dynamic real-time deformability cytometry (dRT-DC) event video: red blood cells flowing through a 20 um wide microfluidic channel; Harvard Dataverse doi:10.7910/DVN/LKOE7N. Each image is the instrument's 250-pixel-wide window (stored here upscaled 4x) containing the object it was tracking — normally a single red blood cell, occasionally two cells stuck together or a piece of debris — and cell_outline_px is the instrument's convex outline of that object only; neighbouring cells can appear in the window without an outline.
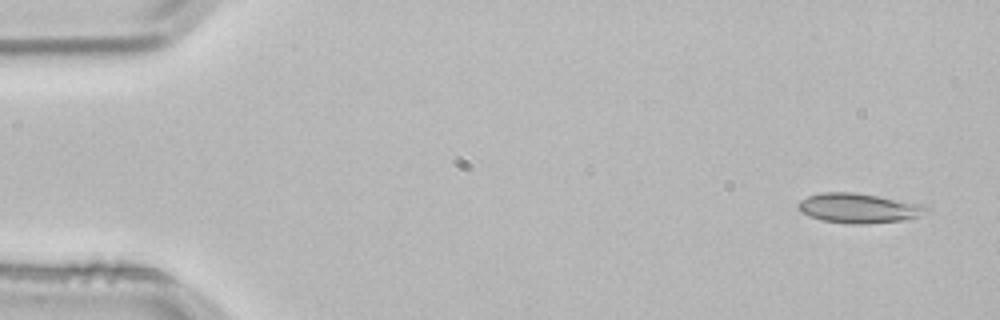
{"species": "common noctule bat (a hibernating species)", "species_latin": "Nyctalus noctula", "temperature_condition": "room temperature", "stored_images_in_passage": 3, "camera_frame_rate_fps": 3000, "um_per_image_px": 0.085, "animal": {"sex": "male", "body_mass_g": 21.5, "forearm_length_mm": 52.0}, "frame": {"image": 1, "passage_image": 1, "time_ms": 0.0, "image_size_px": [1000, 320], "cell_outline_px": [[932, 212], [920, 216], [904, 220], [864, 224], [844, 224], [820, 220], [808, 216], [800, 212], [796, 208], [796, 204], [800, 200], [808, 196], [820, 192], [852, 192], [876, 196], [920, 204], [932, 208]], "centroid_in_image_um": [72.96, 17.71], "position_along_channel_um": 12.0, "area_um2": 22.54}}